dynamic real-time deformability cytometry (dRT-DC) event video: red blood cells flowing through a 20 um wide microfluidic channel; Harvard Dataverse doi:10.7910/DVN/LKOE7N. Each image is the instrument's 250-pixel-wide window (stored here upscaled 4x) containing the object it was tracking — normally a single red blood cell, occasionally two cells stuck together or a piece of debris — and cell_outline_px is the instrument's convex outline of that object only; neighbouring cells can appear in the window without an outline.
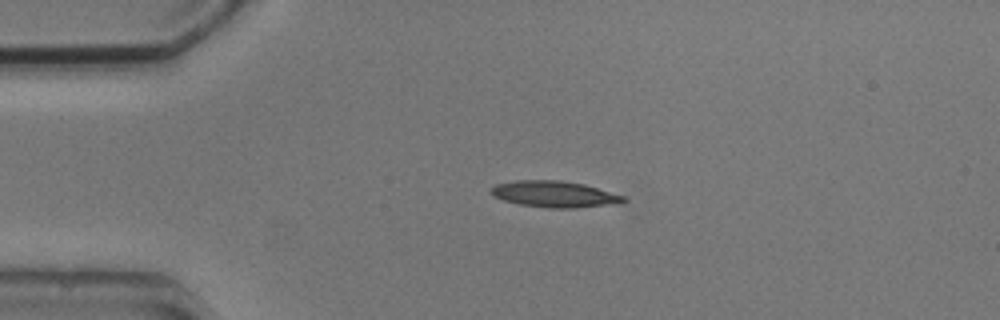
{"species": "common noctule bat (a hibernating species)", "species_latin": "Nyctalus noctula", "temperature_condition": "cold", "stored_images_in_passage": 2, "camera_frame_rate_fps": 3000, "um_per_image_px": 0.085, "animal": {"sex": "male", "body_mass_g": 20.5, "forearm_length_mm": 52.5}, "frame": {"image": 1, "passage_image": 1, "time_ms": 0.0, "image_size_px": [1000, 320], "cell_outline_px": [[628, 200], [620, 204], [576, 208], [548, 208], [520, 204], [504, 200], [492, 196], [488, 192], [496, 184], [516, 180], [560, 180], [584, 184], [624, 196]], "centroid_in_image_um": [47.15, 16.51], "position_along_channel_um": 37.9, "area_um2": 20.46}}